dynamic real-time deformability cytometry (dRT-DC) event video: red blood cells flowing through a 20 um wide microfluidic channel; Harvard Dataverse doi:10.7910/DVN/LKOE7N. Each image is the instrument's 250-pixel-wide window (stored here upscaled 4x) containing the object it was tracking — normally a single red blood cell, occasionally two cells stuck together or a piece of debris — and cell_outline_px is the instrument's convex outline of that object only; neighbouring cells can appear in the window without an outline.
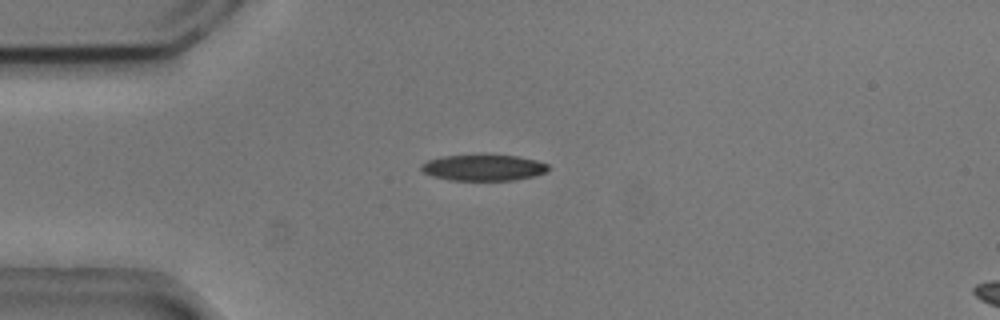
{"species": "common noctule bat (a hibernating species)", "species_latin": "Nyctalus noctula", "temperature_condition": "cold", "stored_images_in_passage": 38, "camera_frame_rate_fps": 3000, "um_per_image_px": 0.085, "animal": {"sex": "male", "body_mass_g": 20.5, "forearm_length_mm": 52.5}, "frame": {"image": 1, "passage_image": 2, "time_ms": 0.333, "image_size_px": [1000, 320], "cell_outline_px": [[548, 168], [544, 172], [536, 176], [512, 180], [448, 180], [432, 176], [424, 172], [420, 168], [420, 164], [428, 160], [440, 156], [516, 156], [536, 160], [548, 164]], "centroid_in_image_um": [41.06, 14.26], "position_along_channel_um": 43.9, "area_um2": 19.02}}
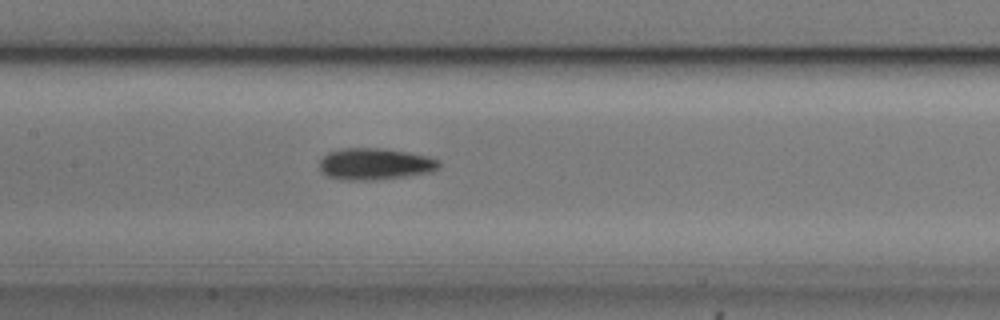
{"frame": {"image": 2, "passage_image": 14, "time_ms": 4.333, "image_size_px": [1000, 320], "cell_outline_px": [[440, 164], [432, 172], [380, 180], [344, 180], [328, 176], [320, 168], [320, 160], [328, 152], [340, 148], [380, 148], [408, 152], [440, 160]], "centroid_in_image_um": [31.86, 13.94], "position_along_channel_um": 175.5, "area_um2": 21.96}}
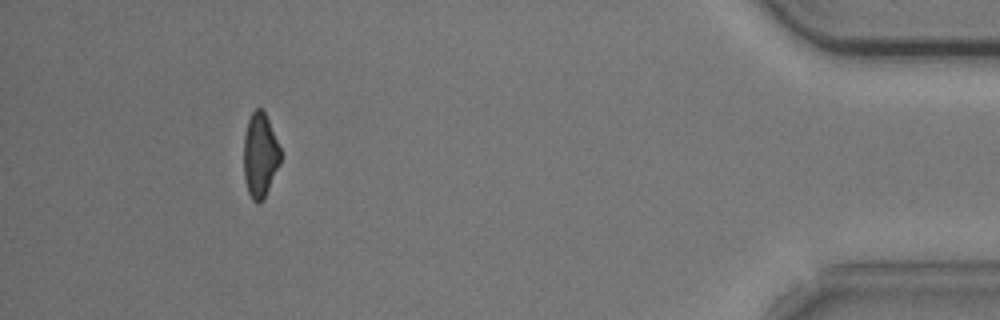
{"frame": {"image": 3, "passage_image": 38, "time_ms": 12.333, "image_size_px": [1000, 320], "cell_outline_px": [[280, 164], [264, 200], [260, 204], [256, 204], [252, 200], [248, 192], [244, 176], [244, 132], [248, 120], [252, 112], [256, 108], [260, 108], [264, 112], [268, 120], [280, 148]], "centroid_in_image_um": [22.1, 13.24], "position_along_channel_um": 413.1, "area_um2": 18.15}, "authors_computed_cell_mechanics": {"area_um2": 20.23, "velocity_mm_per_s": 3.7508, "shape_relaxation_time_tau1_ms": 4.057, "shape_relaxation_time_tau2_ms": 9.3278, "deformation_change_tau1": 0.1208, "deformation_change_tau2": 0.2032}}